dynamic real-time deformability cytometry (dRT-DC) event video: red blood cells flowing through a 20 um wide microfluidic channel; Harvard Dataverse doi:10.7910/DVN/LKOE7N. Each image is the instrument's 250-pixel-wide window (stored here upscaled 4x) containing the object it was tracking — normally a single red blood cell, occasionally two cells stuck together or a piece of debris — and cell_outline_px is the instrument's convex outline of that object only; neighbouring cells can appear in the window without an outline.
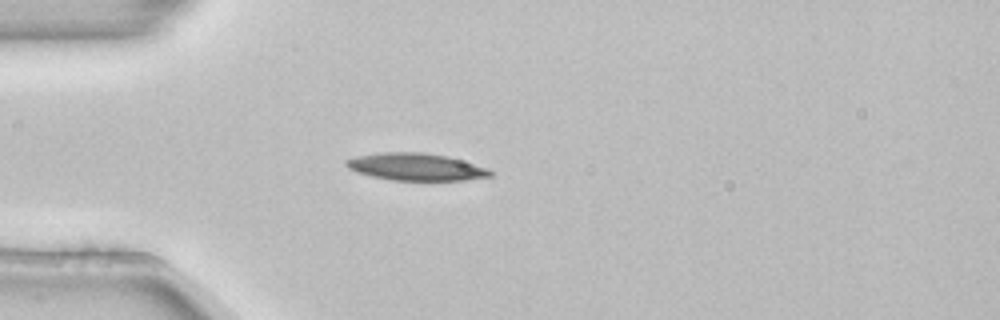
{"species": "common noctule bat (a hibernating species)", "species_latin": "Nyctalus noctula", "temperature_condition": "room temperature", "stored_images_in_passage": 3, "camera_frame_rate_fps": 3000, "um_per_image_px": 0.085, "animal": {"sex": "female", "body_mass_g": 22.7, "forearm_length_mm": 54.2}, "frame": {"image": 1, "passage_image": 3, "time_ms": 0.667, "image_size_px": [1000, 320], "cell_outline_px": [[492, 176], [464, 180], [392, 180], [372, 176], [356, 172], [348, 168], [344, 164], [344, 160], [356, 156], [380, 152], [420, 152], [444, 156], [460, 160], [484, 168], [492, 172]], "centroid_in_image_um": [35.25, 14.18], "position_along_channel_um": 49.7, "area_um2": 22.54}}